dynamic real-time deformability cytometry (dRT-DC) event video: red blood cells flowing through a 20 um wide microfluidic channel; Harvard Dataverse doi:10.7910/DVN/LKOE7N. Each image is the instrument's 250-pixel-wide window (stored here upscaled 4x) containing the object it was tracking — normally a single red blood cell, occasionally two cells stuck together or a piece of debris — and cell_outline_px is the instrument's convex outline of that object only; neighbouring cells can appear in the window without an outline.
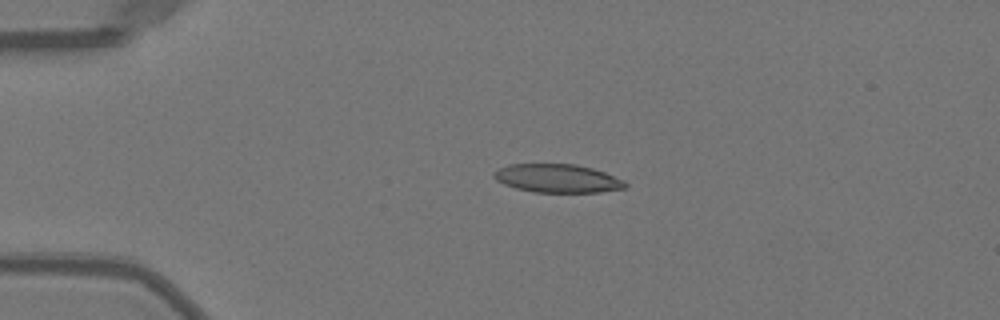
{"species": "Egyptian fruit bat (a non-hibernating species)", "species_latin": "Rousettus aegyptiacus", "temperature_condition": "warm", "stored_images_in_passage": 41, "camera_frame_rate_fps": 3000, "um_per_image_px": 0.085, "animal": {"sex": "female"}, "frame": {"image": 1, "passage_image": 2, "time_ms": 0.333, "image_size_px": [1000, 320], "cell_outline_px": [[628, 188], [600, 192], [532, 192], [516, 188], [504, 184], [496, 180], [492, 176], [492, 172], [508, 164], [576, 164], [592, 168], [604, 172], [624, 180], [628, 184]], "centroid_in_image_um": [47.39, 15.16], "position_along_channel_um": 37.6, "area_um2": 21.91}}
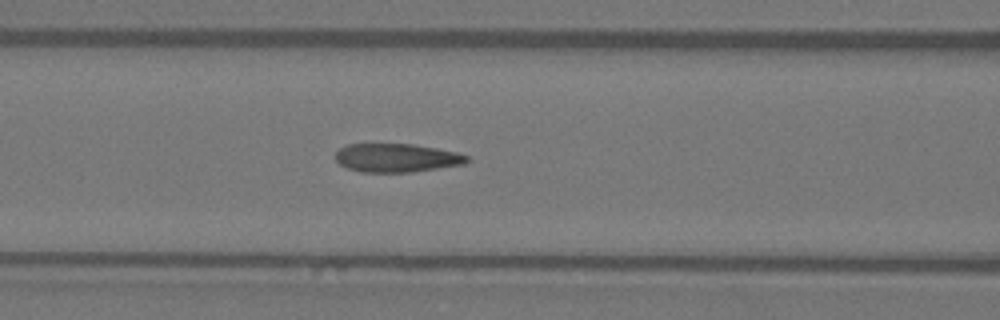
{"frame": {"image": 2, "passage_image": 12, "time_ms": 3.667, "image_size_px": [1000, 320], "cell_outline_px": [[472, 160], [464, 164], [412, 172], [360, 172], [348, 168], [340, 164], [336, 160], [336, 152], [340, 148], [348, 144], [412, 144], [436, 148], [456, 152], [468, 156]], "centroid_in_image_um": [33.73, 13.42], "position_along_channel_um": 132.9, "area_um2": 21.85}}
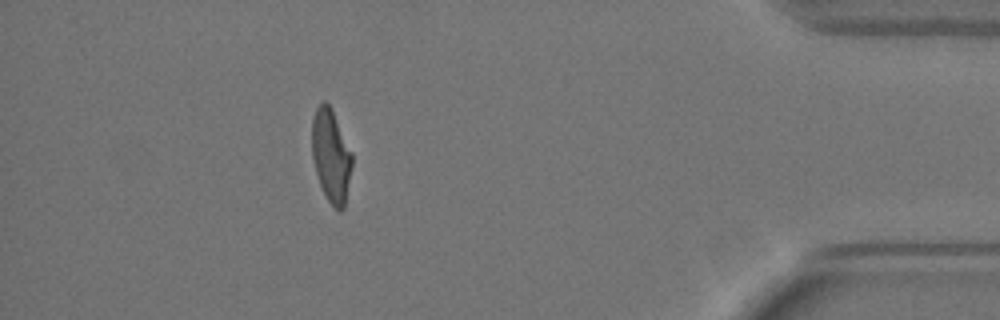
{"frame": {"image": 3, "passage_image": 36, "time_ms": 11.667, "image_size_px": [1000, 320], "cell_outline_px": [[352, 168], [344, 208], [340, 212], [328, 200], [320, 184], [316, 172], [312, 156], [312, 116], [320, 100], [324, 100], [332, 108], [352, 152]], "centroid_in_image_um": [28.14, 13.18], "position_along_channel_um": 407.1, "area_um2": 21.85}, "authors_computed_cell_mechanics": {"area_um2": 22.4842, "velocity_mm_per_s": 4.011, "shape_relaxation_time_tau1_ms": 5.3795, "shape_relaxation_time_tau2_ms": 1.0252, "deformation_change_tau1": 0.2348, "deformation_change_tau2": 0.0832}}